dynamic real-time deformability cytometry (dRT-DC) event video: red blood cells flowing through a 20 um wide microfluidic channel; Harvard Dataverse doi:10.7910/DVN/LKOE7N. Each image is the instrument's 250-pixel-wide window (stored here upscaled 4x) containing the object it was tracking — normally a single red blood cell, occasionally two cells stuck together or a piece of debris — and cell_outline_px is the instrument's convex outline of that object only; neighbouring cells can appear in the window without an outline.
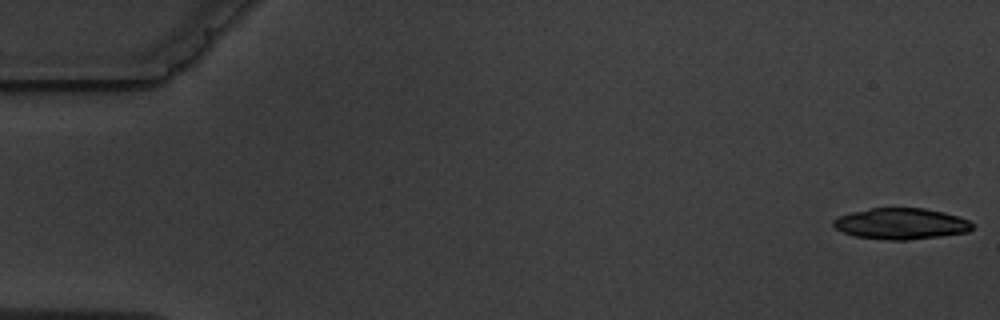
{"species": "common noctule bat (a hibernating species)", "species_latin": "Nyctalus noctula", "temperature_condition": "warm", "stored_images_in_passage": 6, "camera_frame_rate_fps": 3000, "um_per_image_px": 0.085, "animal": {"sex": "male", "body_mass_g": 19.5, "forearm_length_mm": 54.6}, "frame": {"image": 1, "passage_image": 1, "time_ms": 0.0, "image_size_px": [1000, 320], "cell_outline_px": [[972, 228], [968, 232], [940, 236], [908, 240], [888, 240], [856, 236], [844, 232], [836, 228], [832, 224], [832, 220], [836, 216], [852, 212], [872, 208], [924, 208], [944, 212], [968, 220], [972, 224]], "centroid_in_image_um": [76.56, 19.01], "position_along_channel_um": 8.4, "area_um2": 25.09}}
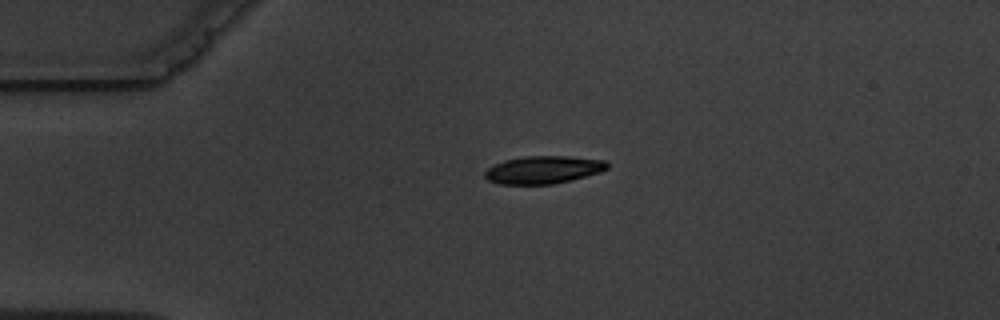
{"frame": {"image": 2, "passage_image": 6, "time_ms": 7.0, "image_size_px": [1000, 320], "cell_outline_px": [[608, 168], [600, 172], [552, 184], [500, 184], [488, 180], [484, 176], [484, 172], [488, 168], [504, 160], [524, 156], [568, 156], [604, 160], [608, 164]], "centroid_in_image_um": [46.15, 14.42], "position_along_channel_um": 38.8, "area_um2": 19.54}}